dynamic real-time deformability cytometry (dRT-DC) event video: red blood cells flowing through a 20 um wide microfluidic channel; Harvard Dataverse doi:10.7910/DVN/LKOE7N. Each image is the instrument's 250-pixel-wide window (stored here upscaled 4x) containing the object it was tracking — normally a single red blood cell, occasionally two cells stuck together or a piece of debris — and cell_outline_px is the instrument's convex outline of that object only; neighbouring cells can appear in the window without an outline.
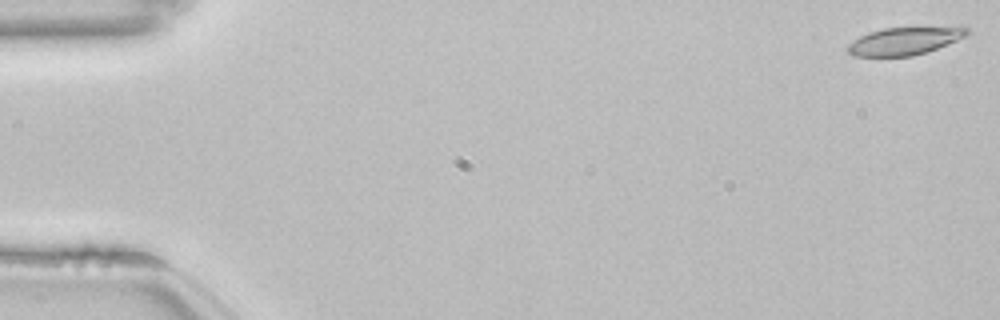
{"species": "common noctule bat (a hibernating species)", "species_latin": "Nyctalus noctula", "temperature_condition": "room temperature", "stored_images_in_passage": 54, "camera_frame_rate_fps": 3000, "um_per_image_px": 0.085, "animal": {"sex": "female", "body_mass_g": 22.7, "forearm_length_mm": 54.2}, "frame": {"image": 1, "passage_image": 1, "time_ms": 0.0, "image_size_px": [1000, 320], "cell_outline_px": [[968, 36], [936, 48], [912, 56], [852, 56], [844, 48], [848, 44], [860, 36], [868, 32], [884, 28], [968, 28]], "centroid_in_image_um": [76.79, 3.5], "position_along_channel_um": 8.2, "area_um2": 18.79}}
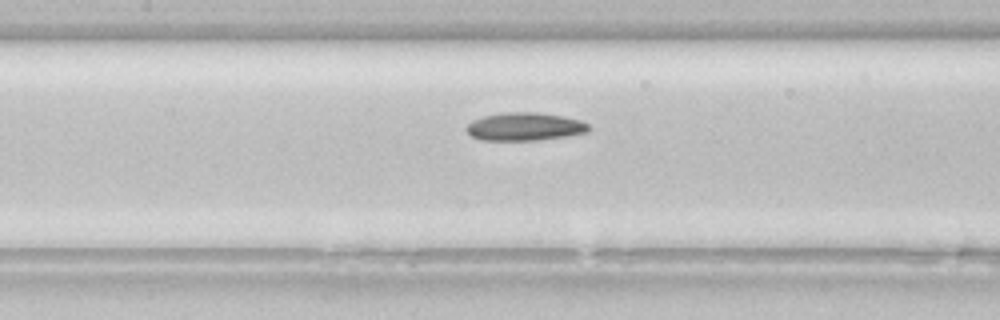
{"frame": {"image": 2, "passage_image": 25, "time_ms": 8.0, "image_size_px": [1000, 320], "cell_outline_px": [[588, 132], [564, 136], [536, 140], [480, 140], [472, 136], [464, 128], [472, 120], [484, 116], [504, 112], [536, 112], [560, 116], [580, 120], [588, 124]], "centroid_in_image_um": [44.55, 10.76], "position_along_channel_um": 162.9, "area_um2": 19.77}}
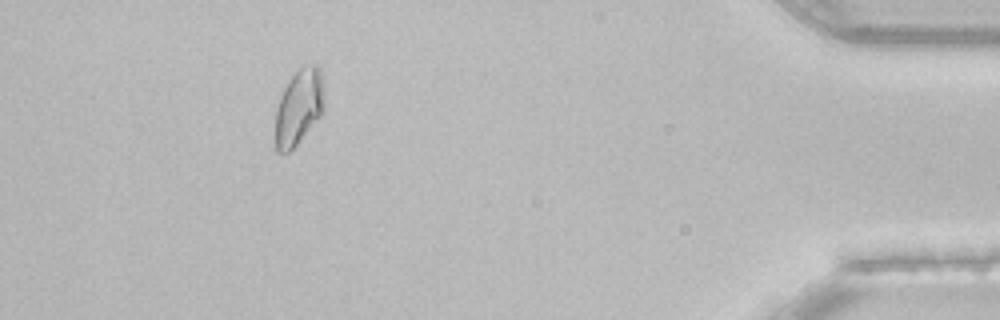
{"frame": {"image": 3, "passage_image": 49, "time_ms": 16.0, "image_size_px": [1000, 320], "cell_outline_px": [[324, 112], [296, 144], [288, 152], [276, 152], [276, 108], [280, 96], [288, 80], [300, 68], [312, 64], [316, 64], [320, 68], [324, 88]], "centroid_in_image_um": [25.42, 9.07], "position_along_channel_um": 409.8, "area_um2": 21.44}, "authors_computed_cell_mechanics": {"area_um2": 20.4901, "velocity_mm_per_s": 3.8295, "shape_relaxation_time_tau1_ms": null, "shape_relaxation_time_tau2_ms": 3.5266, "deformation_change_tau1": null, "deformation_change_tau2": 0.0808}}